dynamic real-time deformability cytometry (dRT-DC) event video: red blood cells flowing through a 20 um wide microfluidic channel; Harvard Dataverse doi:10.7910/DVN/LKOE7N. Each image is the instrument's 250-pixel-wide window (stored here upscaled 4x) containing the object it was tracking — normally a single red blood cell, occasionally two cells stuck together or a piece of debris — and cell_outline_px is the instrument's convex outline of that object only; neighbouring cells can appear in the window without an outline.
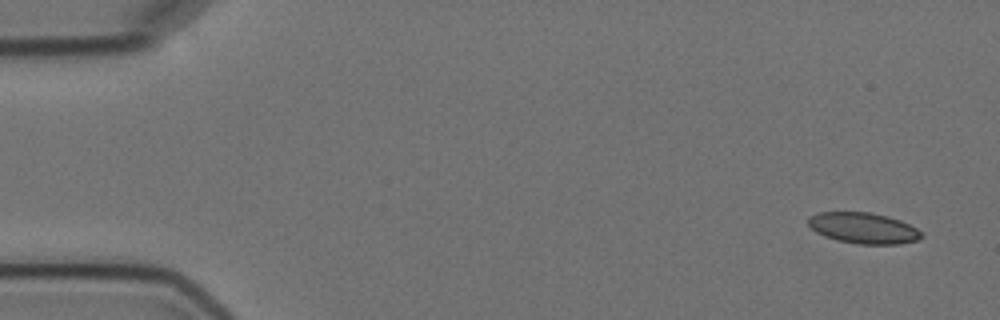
{"species": "Egyptian fruit bat (a non-hibernating species)", "species_latin": "Rousettus aegyptiacus", "temperature_condition": "cold", "stored_images_in_passage": 4, "camera_frame_rate_fps": 3000, "um_per_image_px": 0.085, "animal": {"sex": "female"}, "frame": {"image": 1, "passage_image": 1, "time_ms": 0.0, "image_size_px": [1000, 320], "cell_outline_px": [[924, 236], [920, 240], [900, 244], [860, 244], [836, 240], [824, 236], [816, 232], [808, 224], [808, 216], [816, 212], [872, 212], [888, 216], [900, 220], [916, 228]], "centroid_in_image_um": [73.39, 19.38], "position_along_channel_um": 11.6, "area_um2": 20.58}}
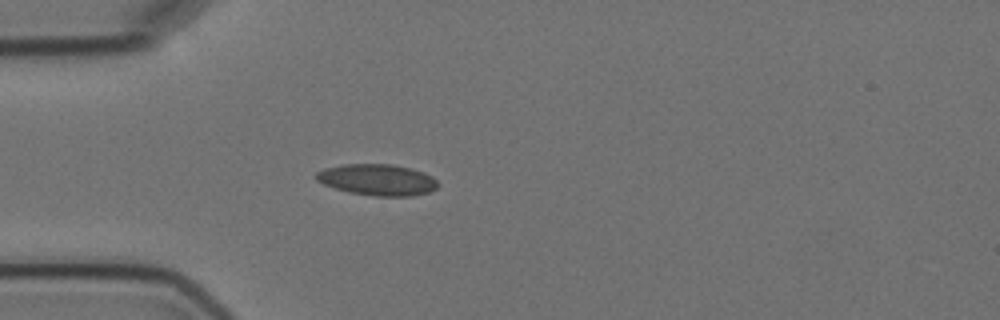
{"frame": {"image": 2, "passage_image": 4, "time_ms": 4.333, "image_size_px": [1000, 320], "cell_outline_px": [[440, 184], [436, 188], [428, 192], [412, 196], [376, 196], [348, 192], [324, 184], [316, 180], [316, 172], [324, 168], [340, 164], [392, 164], [412, 168], [424, 172], [432, 176]], "centroid_in_image_um": [32.09, 15.27], "position_along_channel_um": 52.9, "area_um2": 22.31}}